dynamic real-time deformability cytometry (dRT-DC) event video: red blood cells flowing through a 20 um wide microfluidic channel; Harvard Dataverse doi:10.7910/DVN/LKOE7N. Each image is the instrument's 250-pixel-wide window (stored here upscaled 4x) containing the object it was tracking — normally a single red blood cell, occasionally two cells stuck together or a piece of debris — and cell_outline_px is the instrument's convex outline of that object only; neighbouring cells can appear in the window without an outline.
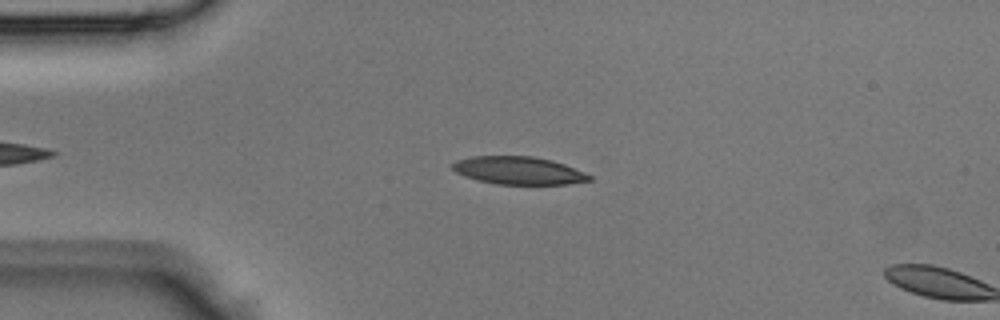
{"species": "Egyptian fruit bat (a non-hibernating species)", "species_latin": "Rousettus aegyptiacus", "temperature_condition": "room temperature", "stored_images_in_passage": 6, "camera_frame_rate_fps": 3000, "um_per_image_px": 0.085, "animal": {"sex": "male"}, "frame": {"image": 1, "passage_image": 4, "time_ms": 1.0, "image_size_px": [1000, 320], "cell_outline_px": [[592, 180], [568, 184], [496, 184], [464, 176], [456, 172], [452, 168], [452, 164], [456, 160], [472, 156], [532, 156], [552, 160], [564, 164], [584, 172], [592, 176]], "centroid_in_image_um": [44.08, 14.49], "position_along_channel_um": 40.9, "area_um2": 22.08}}